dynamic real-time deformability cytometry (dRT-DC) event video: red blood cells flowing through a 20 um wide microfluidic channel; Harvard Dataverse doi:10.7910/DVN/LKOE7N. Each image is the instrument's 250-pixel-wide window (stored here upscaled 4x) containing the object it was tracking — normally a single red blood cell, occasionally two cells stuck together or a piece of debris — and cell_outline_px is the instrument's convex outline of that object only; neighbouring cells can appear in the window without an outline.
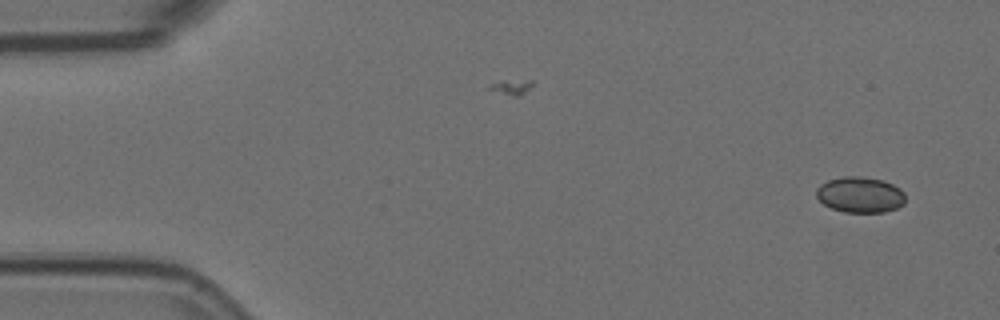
{"species": "Egyptian fruit bat (a non-hibernating species)", "species_latin": "Rousettus aegyptiacus", "temperature_condition": "room temperature", "stored_images_in_passage": 55, "camera_frame_rate_fps": 3000, "um_per_image_px": 0.085, "animal": {"sex": "female"}, "frame": {"image": 1, "passage_image": 1, "time_ms": 0.0, "image_size_px": [1000, 320], "cell_outline_px": [[904, 204], [896, 208], [884, 212], [844, 212], [832, 208], [824, 204], [816, 196], [816, 188], [820, 184], [828, 180], [844, 176], [860, 176], [884, 180], [900, 188], [904, 192]], "centroid_in_image_um": [73.11, 16.54], "position_along_channel_um": 11.9, "area_um2": 18.61}}
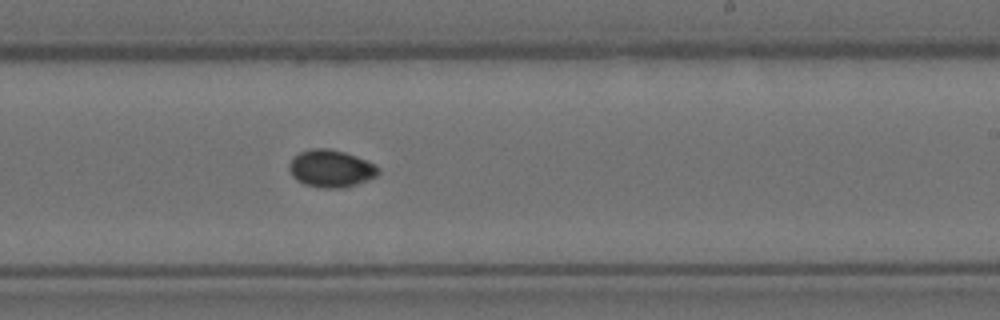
{"frame": {"image": 2, "passage_image": 32, "time_ms": 10.333, "image_size_px": [1000, 320], "cell_outline_px": [[380, 172], [376, 176], [368, 180], [344, 188], [316, 188], [304, 184], [296, 180], [292, 176], [288, 168], [288, 164], [292, 156], [300, 152], [312, 148], [328, 148], [344, 152], [356, 156], [376, 164], [380, 168]], "centroid_in_image_um": [28.11, 14.33], "position_along_channel_um": 260.9, "area_um2": 19.77}}
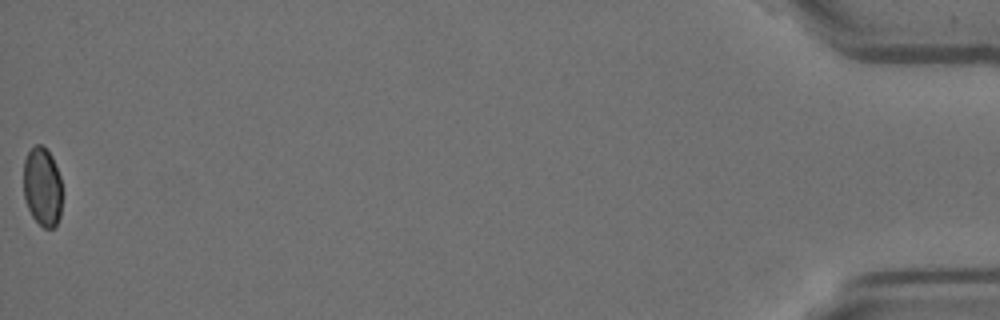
{"frame": {"image": 3, "passage_image": 55, "time_ms": 18.0, "image_size_px": [1000, 320], "cell_outline_px": [[60, 216], [56, 224], [52, 228], [44, 228], [32, 216], [28, 208], [24, 196], [24, 160], [28, 152], [36, 144], [40, 144], [52, 156], [60, 176]], "centroid_in_image_um": [3.58, 15.87], "position_along_channel_um": 431.6, "area_um2": 17.46}, "authors_computed_cell_mechanics": {"area_um2": 18.7272, "velocity_mm_per_s": 3.552, "shape_relaxation_time_tau1_ms": null, "shape_relaxation_time_tau2_ms": 0.3643, "deformation_change_tau1": null, "deformation_change_tau2": 0.0161}}